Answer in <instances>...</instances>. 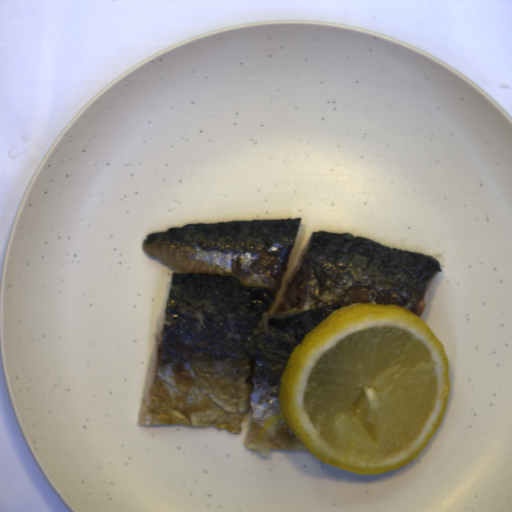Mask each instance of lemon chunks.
I'll return each instance as SVG.
<instances>
[{"label": "lemon chunks", "instance_id": "1", "mask_svg": "<svg viewBox=\"0 0 512 512\" xmlns=\"http://www.w3.org/2000/svg\"><path fill=\"white\" fill-rule=\"evenodd\" d=\"M449 388L445 347L421 316L356 302L295 346L276 400L290 433L318 460L383 475L428 444Z\"/></svg>", "mask_w": 512, "mask_h": 512}]
</instances>
